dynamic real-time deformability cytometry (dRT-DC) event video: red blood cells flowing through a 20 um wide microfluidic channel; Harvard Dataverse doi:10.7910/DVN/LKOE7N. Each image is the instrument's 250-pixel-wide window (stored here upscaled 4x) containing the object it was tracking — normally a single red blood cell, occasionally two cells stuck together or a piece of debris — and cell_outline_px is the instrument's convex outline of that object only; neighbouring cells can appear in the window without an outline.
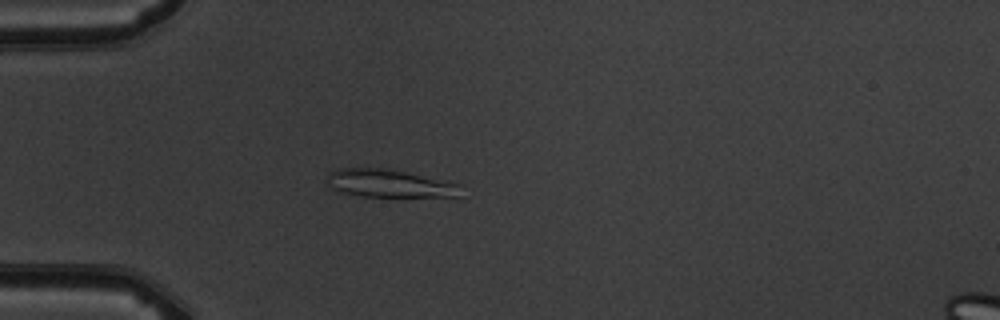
{"species": "common noctule bat (a hibernating species)", "species_latin": "Nyctalus noctula", "temperature_condition": "warm", "stored_images_in_passage": 3, "camera_frame_rate_fps": 3000, "um_per_image_px": 0.085, "animal": {"sex": "male", "body_mass_g": 19.5, "forearm_length_mm": 54.6}, "frame": {"image": 1, "passage_image": 2, "time_ms": 2.0, "image_size_px": [1000, 320], "cell_outline_px": [[464, 184], [460, 200], [364, 196], [340, 192], [332, 188], [328, 184], [328, 172], [340, 168], [384, 168]], "centroid_in_image_um": [33.34, 15.66], "position_along_channel_um": 51.7, "area_um2": 23.0}}